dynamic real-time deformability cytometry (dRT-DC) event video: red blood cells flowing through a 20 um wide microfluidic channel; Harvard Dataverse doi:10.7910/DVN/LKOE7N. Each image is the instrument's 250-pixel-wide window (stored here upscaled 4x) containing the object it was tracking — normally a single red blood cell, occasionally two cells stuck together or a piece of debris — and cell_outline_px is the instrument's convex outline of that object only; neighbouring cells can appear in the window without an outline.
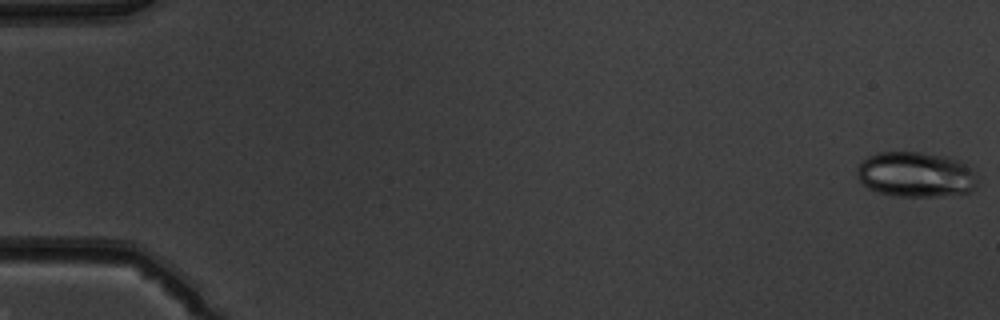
{"species": "common noctule bat (a hibernating species)", "species_latin": "Nyctalus noctula", "temperature_condition": "warm", "stored_images_in_passage": 51, "camera_frame_rate_fps": 3000, "um_per_image_px": 0.085, "animal": {"sex": "male", "body_mass_g": 19.5, "forearm_length_mm": 54.6}, "frame": {"image": 1, "passage_image": 1, "time_ms": 0.0, "image_size_px": [1000, 320], "cell_outline_px": [[980, 184], [976, 188], [968, 192], [936, 196], [892, 196], [868, 188], [856, 176], [856, 168], [868, 156], [876, 152], [920, 152], [948, 156], [960, 160], [972, 168]], "centroid_in_image_um": [77.87, 14.82], "position_along_channel_um": 7.1, "area_um2": 32.08}}
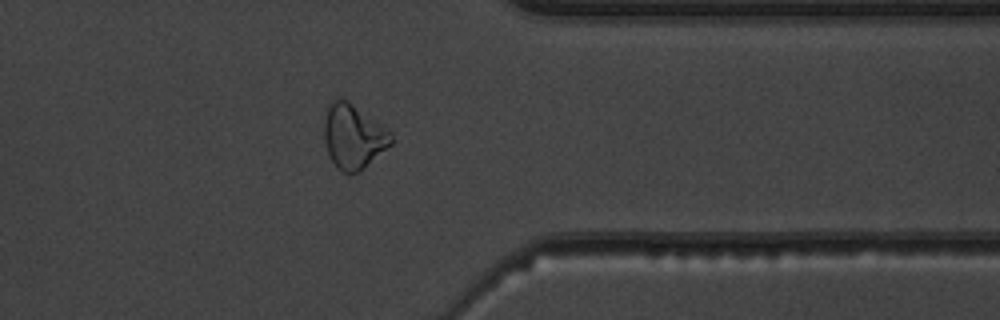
{"frame": {"image": 2, "passage_image": 41, "time_ms": 13.333, "image_size_px": [1000, 320], "cell_outline_px": [[392, 144], [356, 172], [344, 172], [336, 168], [328, 156], [324, 140], [324, 120], [328, 104], [332, 100], [348, 100], [388, 128], [392, 136]], "centroid_in_image_um": [30.01, 11.57], "position_along_channel_um": 381.4, "area_um2": 24.97}}
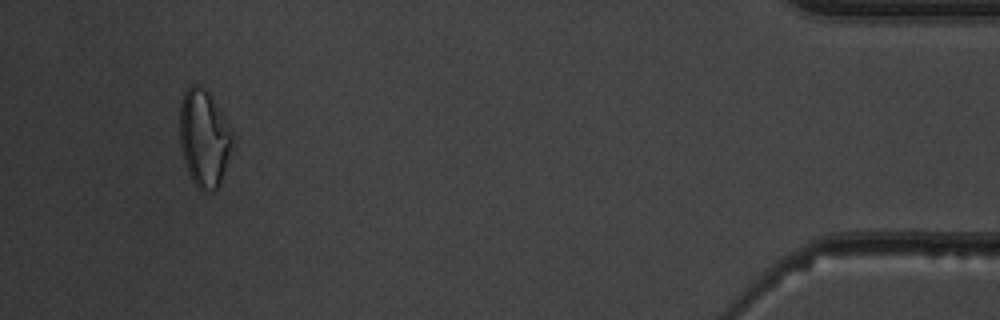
{"frame": {"image": 3, "passage_image": 48, "time_ms": 15.667, "image_size_px": [1000, 320], "cell_outline_px": [[232, 144], [220, 184], [212, 192], [204, 192], [192, 180], [188, 172], [184, 160], [180, 144], [180, 100], [184, 92], [192, 84], [196, 84], [204, 88], [212, 96], [232, 128]], "centroid_in_image_um": [17.34, 11.71], "position_along_channel_um": 417.9, "area_um2": 29.82}, "authors_computed_cell_mechanics": {"area_um2": 25.8944, "velocity_mm_per_s": 4.0766, "shape_relaxation_time_tau1_ms": null, "shape_relaxation_time_tau2_ms": 2.7972, "deformation_change_tau1": null, "deformation_change_tau2": 0.1015}}